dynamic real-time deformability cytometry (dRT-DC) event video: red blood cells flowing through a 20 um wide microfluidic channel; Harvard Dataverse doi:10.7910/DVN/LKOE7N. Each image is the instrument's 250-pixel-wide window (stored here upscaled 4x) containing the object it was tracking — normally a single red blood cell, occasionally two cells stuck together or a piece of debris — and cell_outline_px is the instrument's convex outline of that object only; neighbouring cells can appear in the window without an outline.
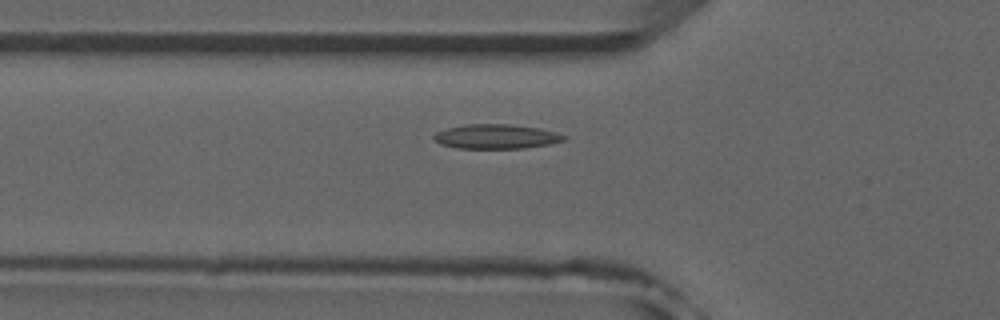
{"species": "common noctule bat (a hibernating species)", "species_latin": "Nyctalus noctula", "temperature_condition": "room temperature", "stored_images_in_passage": 46, "camera_frame_rate_fps": 3000, "um_per_image_px": 0.085, "animal": {"sex": "male", "forearm_length_mm": 52.5}, "frame": {"image": 1, "passage_image": 12, "time_ms": 3.667, "image_size_px": [1000, 320], "cell_outline_px": [[568, 136], [564, 140], [548, 144], [524, 148], [456, 148], [440, 144], [432, 140], [432, 136], [436, 132], [448, 128], [464, 124], [508, 124], [540, 128], [556, 132]], "centroid_in_image_um": [42.14, 11.6], "position_along_channel_um": 83.7, "area_um2": 18.61}}
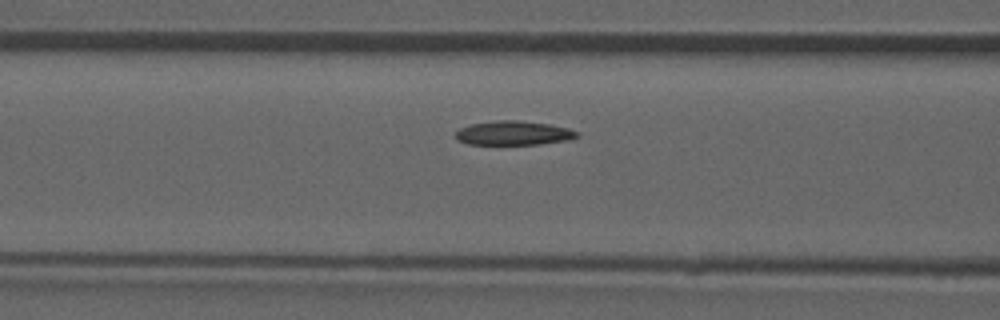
{"frame": {"image": 2, "passage_image": 15, "time_ms": 4.667, "image_size_px": [1000, 320], "cell_outline_px": [[580, 136], [568, 140], [540, 144], [468, 144], [456, 140], [456, 132], [460, 128], [472, 124], [496, 120], [516, 120], [548, 124], [568, 128], [580, 132]], "centroid_in_image_um": [43.67, 11.31], "position_along_channel_um": 122.9, "area_um2": 17.05}}
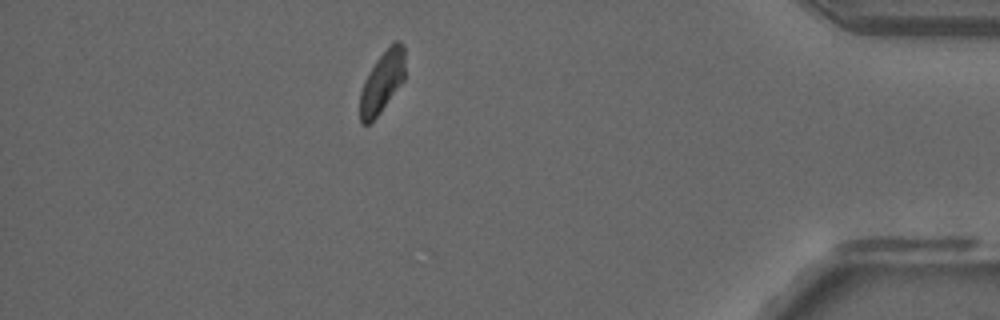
{"frame": {"image": 3, "passage_image": 40, "time_ms": 13.0, "image_size_px": [1000, 320], "cell_outline_px": [[404, 80], [380, 112], [368, 124], [360, 124], [360, 92], [364, 80], [368, 72], [376, 60], [396, 40], [400, 40], [404, 44]], "centroid_in_image_um": [32.47, 6.96], "position_along_channel_um": 402.7, "area_um2": 15.95}, "authors_computed_cell_mechanics": {"area_um2": 17.6868, "velocity_mm_per_s": 3.8999, "shape_relaxation_time_tau1_ms": 9.1471, "shape_relaxation_time_tau2_ms": 8.0824, "deformation_change_tau1": 0.1642, "deformation_change_tau2": 0.1057}}